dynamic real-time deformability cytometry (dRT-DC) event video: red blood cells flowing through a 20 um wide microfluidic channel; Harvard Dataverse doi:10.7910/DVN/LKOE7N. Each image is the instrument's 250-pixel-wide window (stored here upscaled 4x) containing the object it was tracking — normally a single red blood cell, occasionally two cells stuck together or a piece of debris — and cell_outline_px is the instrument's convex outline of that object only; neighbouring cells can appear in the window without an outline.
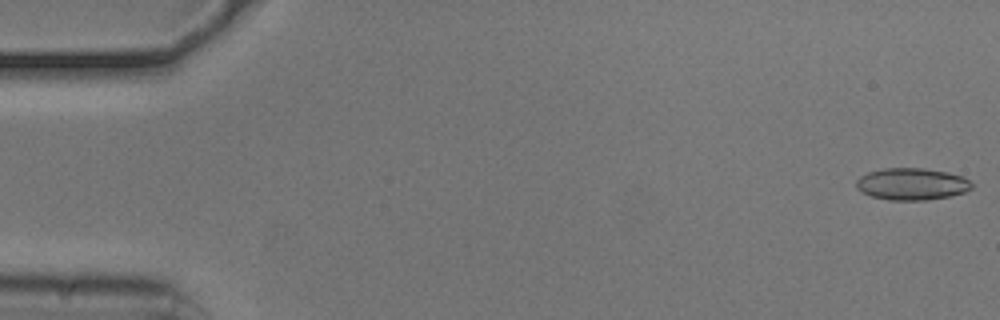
{"species": "common noctule bat (a hibernating species)", "species_latin": "Nyctalus noctula", "temperature_condition": "cold", "stored_images_in_passage": 54, "camera_frame_rate_fps": 3000, "um_per_image_px": 0.085, "animal": {"sex": "male", "body_mass_g": 20.5, "forearm_length_mm": 52.5}, "frame": {"image": 1, "passage_image": 1, "time_ms": 0.0, "image_size_px": [1000, 320], "cell_outline_px": [[972, 188], [964, 192], [948, 196], [924, 200], [888, 200], [872, 196], [856, 188], [856, 180], [860, 176], [868, 172], [884, 168], [924, 168], [948, 172], [960, 176], [968, 180], [972, 184]], "centroid_in_image_um": [77.48, 15.63], "position_along_channel_um": 7.5, "area_um2": 21.33}}
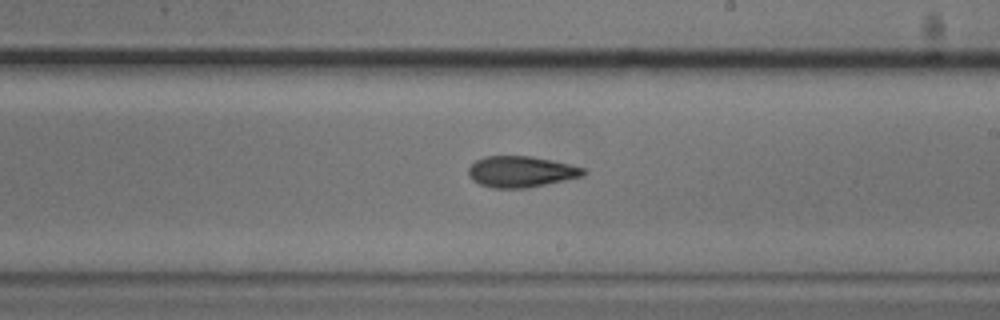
{"frame": {"image": 2, "passage_image": 31, "time_ms": 10.0, "image_size_px": [1000, 320], "cell_outline_px": [[588, 172], [584, 176], [528, 188], [492, 188], [480, 184], [472, 180], [468, 176], [468, 168], [476, 160], [484, 156], [532, 156], [552, 160], [584, 168]], "centroid_in_image_um": [44.28, 14.59], "position_along_channel_um": 244.7, "area_um2": 20.98}}
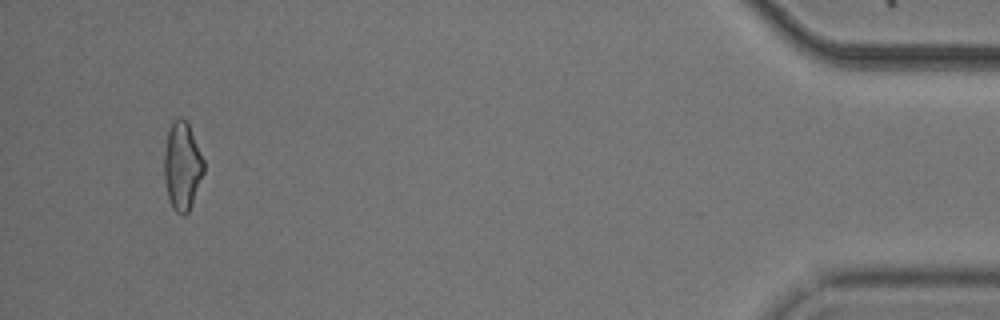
{"frame": {"image": 3, "passage_image": 51, "time_ms": 16.667, "image_size_px": [1000, 320], "cell_outline_px": [[204, 172], [192, 204], [188, 212], [184, 216], [176, 212], [172, 208], [168, 196], [164, 180], [164, 152], [168, 132], [172, 124], [180, 116], [188, 124], [204, 160]], "centroid_in_image_um": [15.49, 14.16], "position_along_channel_um": 419.7, "area_um2": 20.11}, "authors_computed_cell_mechanics": {"area_um2": 20.9814, "velocity_mm_per_s": 3.7547, "shape_relaxation_time_tau1_ms": 5.8805, "shape_relaxation_time_tau2_ms": 5.6276, "deformation_change_tau1": 0.1657, "deformation_change_tau2": 0.1372}}